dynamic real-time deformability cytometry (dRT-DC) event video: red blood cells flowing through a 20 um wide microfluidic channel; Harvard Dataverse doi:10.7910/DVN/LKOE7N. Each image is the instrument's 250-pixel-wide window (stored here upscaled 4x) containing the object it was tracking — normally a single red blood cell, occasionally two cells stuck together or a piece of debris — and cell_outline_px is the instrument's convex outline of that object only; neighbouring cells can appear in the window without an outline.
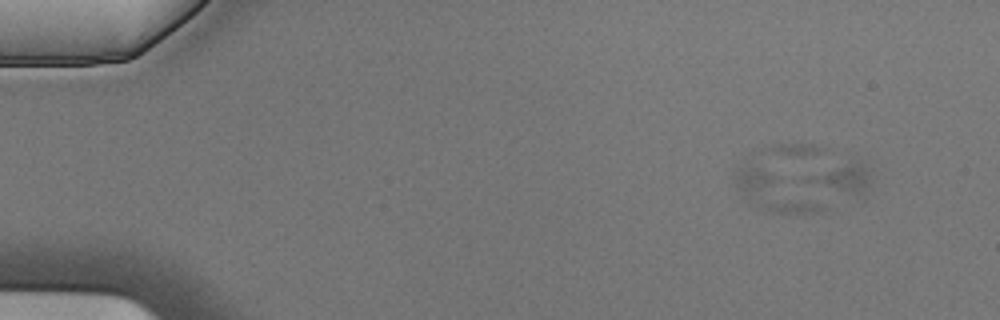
{"species": "Egyptian fruit bat (a non-hibernating species)", "species_latin": "Rousettus aegyptiacus", "temperature_condition": "cold", "stored_images_in_passage": 6, "camera_frame_rate_fps": 3000, "um_per_image_px": 0.085, "animal": {"sex": "male"}, "frame": {"image": 1, "passage_image": 3, "time_ms": 0.667, "image_size_px": [1000, 320], "cell_outline_px": [[872, 188], [856, 196], [800, 180], [804, 176], [856, 160], [860, 160], [872, 172]], "centroid_in_image_um": [71.73, 15.14], "position_along_channel_um": 13.3, "area_um2": 10.98}}